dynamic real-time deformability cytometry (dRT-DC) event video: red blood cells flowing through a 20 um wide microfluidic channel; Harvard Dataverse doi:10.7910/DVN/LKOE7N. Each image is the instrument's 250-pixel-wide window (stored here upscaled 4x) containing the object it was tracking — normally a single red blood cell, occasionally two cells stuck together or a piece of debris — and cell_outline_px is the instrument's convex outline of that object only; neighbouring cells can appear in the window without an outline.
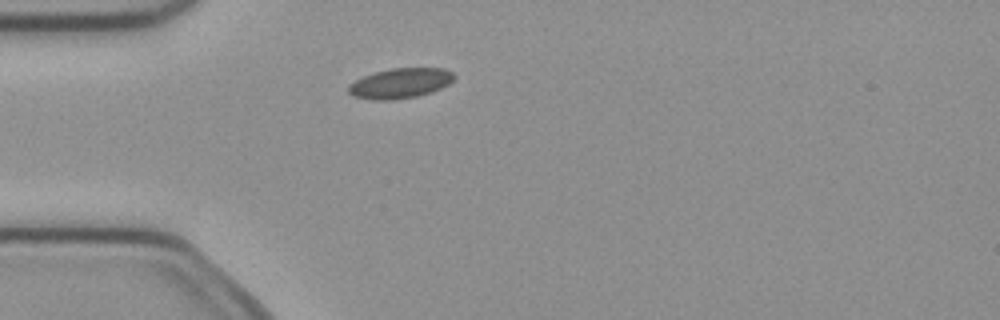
{"species": "common noctule bat (a hibernating species)", "species_latin": "Nyctalus noctula", "temperature_condition": "cold", "stored_images_in_passage": 1, "camera_frame_rate_fps": 3000, "um_per_image_px": 0.085, "animal": {"sex": "female", "body_mass_g": 21.9}, "frame": {"image": 1, "passage_image": 1, "time_ms": 0.0, "image_size_px": [1000, 320], "cell_outline_px": [[456, 76], [448, 84], [432, 92], [416, 96], [392, 100], [372, 100], [352, 96], [348, 92], [348, 84], [364, 76], [376, 72], [392, 68], [444, 68], [452, 72]], "centroid_in_image_um": [34.0, 7.08], "position_along_channel_um": 51.0, "area_um2": 18.5}}